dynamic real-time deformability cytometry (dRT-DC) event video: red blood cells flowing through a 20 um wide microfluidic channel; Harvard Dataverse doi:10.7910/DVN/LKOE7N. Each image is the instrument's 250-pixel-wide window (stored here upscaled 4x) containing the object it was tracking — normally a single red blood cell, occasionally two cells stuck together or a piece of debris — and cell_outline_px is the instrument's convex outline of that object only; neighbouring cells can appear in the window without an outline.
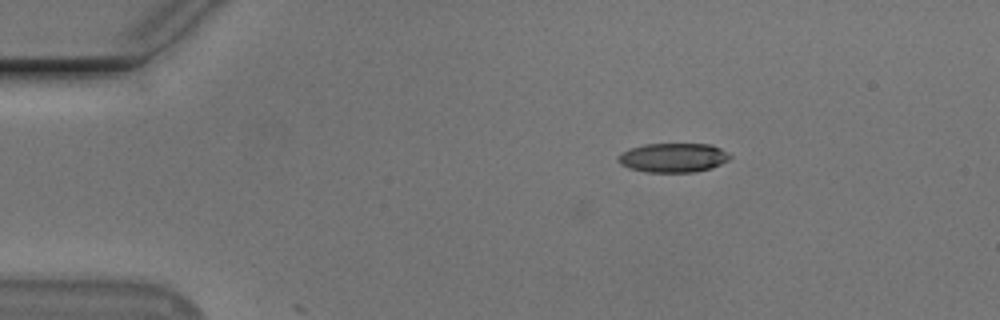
{"species": "Egyptian fruit bat (a non-hibernating species)", "species_latin": "Rousettus aegyptiacus", "temperature_condition": "cold", "stored_images_in_passage": 5, "camera_frame_rate_fps": 3000, "um_per_image_px": 0.085, "animal": {"sex": "male"}, "frame": {"image": 1, "passage_image": 5, "time_ms": 1.333, "image_size_px": [1000, 320], "cell_outline_px": [[732, 156], [728, 160], [712, 168], [692, 172], [644, 172], [628, 168], [620, 164], [616, 160], [616, 156], [620, 152], [644, 144], [712, 144], [728, 152]], "centroid_in_image_um": [57.19, 13.4], "position_along_channel_um": 27.8, "area_um2": 19.25}}